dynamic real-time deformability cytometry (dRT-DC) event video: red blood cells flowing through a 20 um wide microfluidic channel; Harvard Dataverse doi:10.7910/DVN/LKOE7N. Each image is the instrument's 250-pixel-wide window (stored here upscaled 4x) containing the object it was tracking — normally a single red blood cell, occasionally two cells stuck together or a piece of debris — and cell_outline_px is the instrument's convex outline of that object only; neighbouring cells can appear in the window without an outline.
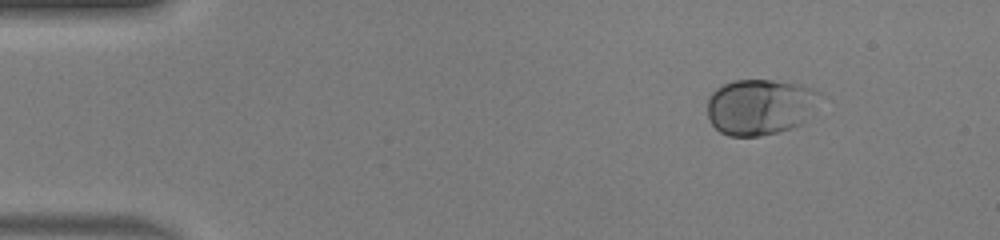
{"species": "human", "species_latin": "Homo sapiens", "temperature_condition": "warm", "stored_images_in_passage": 45, "camera_frame_rate_fps": 3000, "um_per_image_px": 0.085, "donor": {"sex": "male"}, "frame": {"image": 1, "passage_image": 1, "time_ms": 0.0, "image_size_px": [1000, 240], "cell_outline_px": [[820, 92], [800, 124], [792, 128], [780, 132], [760, 136], [728, 136], [720, 132], [712, 124], [708, 116], [708, 96], [716, 88], [732, 80], [772, 80], [800, 84], [816, 88]], "centroid_in_image_um": [64.53, 9.07], "position_along_channel_um": 20.5, "area_um2": 36.3}}
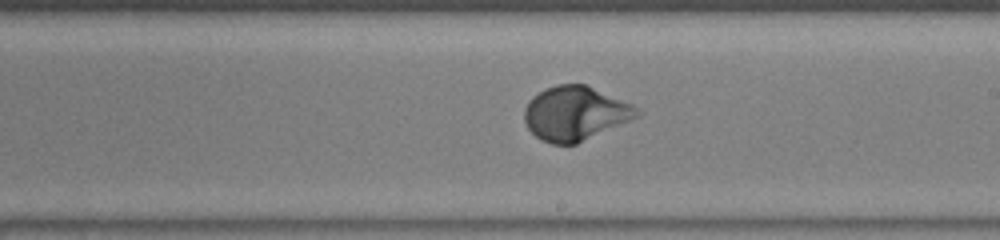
{"frame": {"image": 2, "passage_image": 24, "time_ms": 7.667, "image_size_px": [1000, 240], "cell_outline_px": [[644, 112], [640, 116], [576, 144], [552, 144], [540, 140], [528, 128], [524, 120], [524, 108], [528, 100], [532, 96], [556, 84], [584, 84], [632, 104]], "centroid_in_image_um": [48.89, 9.65], "position_along_channel_um": 240.1, "area_um2": 35.49}}
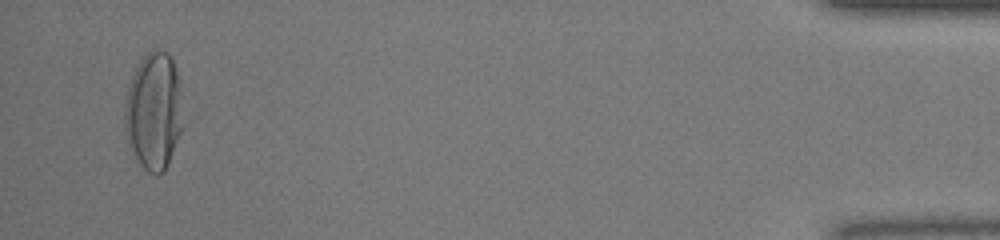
{"frame": {"image": 3, "passage_image": 43, "time_ms": 14.0, "image_size_px": [1000, 240], "cell_outline_px": [[196, 112], [164, 172], [156, 176], [148, 172], [140, 164], [128, 144], [124, 124], [124, 104], [128, 88], [132, 76], [140, 60], [152, 48], [156, 48], [168, 52], [172, 60]], "centroid_in_image_um": [13.29, 9.46], "position_along_channel_um": 421.9, "area_um2": 43.87}, "authors_computed_cell_mechanics": {"area_um2": 34.969, "velocity_mm_per_s": 4.1259, "shape_relaxation_time_tau1_ms": 2.802, "shape_relaxation_time_tau2_ms": null, "deformation_change_tau1": 0.1819, "deformation_change_tau2": null}}